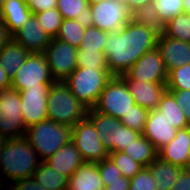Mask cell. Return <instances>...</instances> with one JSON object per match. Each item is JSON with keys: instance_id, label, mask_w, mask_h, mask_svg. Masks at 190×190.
Segmentation results:
<instances>
[{"instance_id": "cell-16", "label": "cell", "mask_w": 190, "mask_h": 190, "mask_svg": "<svg viewBox=\"0 0 190 190\" xmlns=\"http://www.w3.org/2000/svg\"><path fill=\"white\" fill-rule=\"evenodd\" d=\"M158 157L181 168H190V127L179 129L174 139L158 150Z\"/></svg>"}, {"instance_id": "cell-26", "label": "cell", "mask_w": 190, "mask_h": 190, "mask_svg": "<svg viewBox=\"0 0 190 190\" xmlns=\"http://www.w3.org/2000/svg\"><path fill=\"white\" fill-rule=\"evenodd\" d=\"M122 152L129 155L143 167H148L158 157V150L142 134Z\"/></svg>"}, {"instance_id": "cell-21", "label": "cell", "mask_w": 190, "mask_h": 190, "mask_svg": "<svg viewBox=\"0 0 190 190\" xmlns=\"http://www.w3.org/2000/svg\"><path fill=\"white\" fill-rule=\"evenodd\" d=\"M67 190H104L98 162H84L68 179Z\"/></svg>"}, {"instance_id": "cell-53", "label": "cell", "mask_w": 190, "mask_h": 190, "mask_svg": "<svg viewBox=\"0 0 190 190\" xmlns=\"http://www.w3.org/2000/svg\"><path fill=\"white\" fill-rule=\"evenodd\" d=\"M99 1H104V0H88L89 3H95V2H99Z\"/></svg>"}, {"instance_id": "cell-54", "label": "cell", "mask_w": 190, "mask_h": 190, "mask_svg": "<svg viewBox=\"0 0 190 190\" xmlns=\"http://www.w3.org/2000/svg\"><path fill=\"white\" fill-rule=\"evenodd\" d=\"M5 0H0V8L3 6Z\"/></svg>"}, {"instance_id": "cell-52", "label": "cell", "mask_w": 190, "mask_h": 190, "mask_svg": "<svg viewBox=\"0 0 190 190\" xmlns=\"http://www.w3.org/2000/svg\"><path fill=\"white\" fill-rule=\"evenodd\" d=\"M115 1L123 3V4L127 5V6H128V2H129V0H115Z\"/></svg>"}, {"instance_id": "cell-14", "label": "cell", "mask_w": 190, "mask_h": 190, "mask_svg": "<svg viewBox=\"0 0 190 190\" xmlns=\"http://www.w3.org/2000/svg\"><path fill=\"white\" fill-rule=\"evenodd\" d=\"M52 83H40V87H29L19 91L20 110L26 128L48 119L47 96Z\"/></svg>"}, {"instance_id": "cell-7", "label": "cell", "mask_w": 190, "mask_h": 190, "mask_svg": "<svg viewBox=\"0 0 190 190\" xmlns=\"http://www.w3.org/2000/svg\"><path fill=\"white\" fill-rule=\"evenodd\" d=\"M135 104L126 81L121 76H113L104 87L93 109L104 115L121 119Z\"/></svg>"}, {"instance_id": "cell-28", "label": "cell", "mask_w": 190, "mask_h": 190, "mask_svg": "<svg viewBox=\"0 0 190 190\" xmlns=\"http://www.w3.org/2000/svg\"><path fill=\"white\" fill-rule=\"evenodd\" d=\"M87 25L88 23L78 19H63L56 38L79 49Z\"/></svg>"}, {"instance_id": "cell-42", "label": "cell", "mask_w": 190, "mask_h": 190, "mask_svg": "<svg viewBox=\"0 0 190 190\" xmlns=\"http://www.w3.org/2000/svg\"><path fill=\"white\" fill-rule=\"evenodd\" d=\"M10 190H49L41 186L33 177L25 178L12 182L9 186Z\"/></svg>"}, {"instance_id": "cell-12", "label": "cell", "mask_w": 190, "mask_h": 190, "mask_svg": "<svg viewBox=\"0 0 190 190\" xmlns=\"http://www.w3.org/2000/svg\"><path fill=\"white\" fill-rule=\"evenodd\" d=\"M48 63L43 53H30L23 65L11 78V87L23 91L40 87V83H53Z\"/></svg>"}, {"instance_id": "cell-47", "label": "cell", "mask_w": 190, "mask_h": 190, "mask_svg": "<svg viewBox=\"0 0 190 190\" xmlns=\"http://www.w3.org/2000/svg\"><path fill=\"white\" fill-rule=\"evenodd\" d=\"M12 37L9 35L7 28L3 21L0 19V49L6 44Z\"/></svg>"}, {"instance_id": "cell-8", "label": "cell", "mask_w": 190, "mask_h": 190, "mask_svg": "<svg viewBox=\"0 0 190 190\" xmlns=\"http://www.w3.org/2000/svg\"><path fill=\"white\" fill-rule=\"evenodd\" d=\"M90 18L88 25L106 32H119L131 21V12L127 5L115 0L89 3Z\"/></svg>"}, {"instance_id": "cell-39", "label": "cell", "mask_w": 190, "mask_h": 190, "mask_svg": "<svg viewBox=\"0 0 190 190\" xmlns=\"http://www.w3.org/2000/svg\"><path fill=\"white\" fill-rule=\"evenodd\" d=\"M129 190H157L156 180L148 167H143L134 177L130 178Z\"/></svg>"}, {"instance_id": "cell-22", "label": "cell", "mask_w": 190, "mask_h": 190, "mask_svg": "<svg viewBox=\"0 0 190 190\" xmlns=\"http://www.w3.org/2000/svg\"><path fill=\"white\" fill-rule=\"evenodd\" d=\"M31 15L32 12L25 0H5L0 8V19L11 37L22 28Z\"/></svg>"}, {"instance_id": "cell-44", "label": "cell", "mask_w": 190, "mask_h": 190, "mask_svg": "<svg viewBox=\"0 0 190 190\" xmlns=\"http://www.w3.org/2000/svg\"><path fill=\"white\" fill-rule=\"evenodd\" d=\"M170 190H190V168H183L178 181Z\"/></svg>"}, {"instance_id": "cell-15", "label": "cell", "mask_w": 190, "mask_h": 190, "mask_svg": "<svg viewBox=\"0 0 190 190\" xmlns=\"http://www.w3.org/2000/svg\"><path fill=\"white\" fill-rule=\"evenodd\" d=\"M12 39L21 44L29 53H43L49 45L51 37L32 14L22 28L12 36Z\"/></svg>"}, {"instance_id": "cell-34", "label": "cell", "mask_w": 190, "mask_h": 190, "mask_svg": "<svg viewBox=\"0 0 190 190\" xmlns=\"http://www.w3.org/2000/svg\"><path fill=\"white\" fill-rule=\"evenodd\" d=\"M77 67L108 70L104 52L96 50L78 49Z\"/></svg>"}, {"instance_id": "cell-11", "label": "cell", "mask_w": 190, "mask_h": 190, "mask_svg": "<svg viewBox=\"0 0 190 190\" xmlns=\"http://www.w3.org/2000/svg\"><path fill=\"white\" fill-rule=\"evenodd\" d=\"M78 49L67 42L51 38L43 52L55 81H64L77 68Z\"/></svg>"}, {"instance_id": "cell-48", "label": "cell", "mask_w": 190, "mask_h": 190, "mask_svg": "<svg viewBox=\"0 0 190 190\" xmlns=\"http://www.w3.org/2000/svg\"><path fill=\"white\" fill-rule=\"evenodd\" d=\"M154 0H129L128 8L132 13L136 9L140 8L141 6L152 4Z\"/></svg>"}, {"instance_id": "cell-50", "label": "cell", "mask_w": 190, "mask_h": 190, "mask_svg": "<svg viewBox=\"0 0 190 190\" xmlns=\"http://www.w3.org/2000/svg\"><path fill=\"white\" fill-rule=\"evenodd\" d=\"M4 138L0 137V167H1V158H2V150H3V146H4Z\"/></svg>"}, {"instance_id": "cell-19", "label": "cell", "mask_w": 190, "mask_h": 190, "mask_svg": "<svg viewBox=\"0 0 190 190\" xmlns=\"http://www.w3.org/2000/svg\"><path fill=\"white\" fill-rule=\"evenodd\" d=\"M135 104L148 111L157 109L162 95L167 90L166 83H153L140 80H125Z\"/></svg>"}, {"instance_id": "cell-49", "label": "cell", "mask_w": 190, "mask_h": 190, "mask_svg": "<svg viewBox=\"0 0 190 190\" xmlns=\"http://www.w3.org/2000/svg\"><path fill=\"white\" fill-rule=\"evenodd\" d=\"M183 9L185 13L190 14V0H184L183 2Z\"/></svg>"}, {"instance_id": "cell-4", "label": "cell", "mask_w": 190, "mask_h": 190, "mask_svg": "<svg viewBox=\"0 0 190 190\" xmlns=\"http://www.w3.org/2000/svg\"><path fill=\"white\" fill-rule=\"evenodd\" d=\"M24 137L39 159L45 161L71 140V127L45 119L25 130Z\"/></svg>"}, {"instance_id": "cell-25", "label": "cell", "mask_w": 190, "mask_h": 190, "mask_svg": "<svg viewBox=\"0 0 190 190\" xmlns=\"http://www.w3.org/2000/svg\"><path fill=\"white\" fill-rule=\"evenodd\" d=\"M157 110L162 112L164 117L177 130L190 127V123L186 119L183 110L179 107L174 96L168 90L162 95Z\"/></svg>"}, {"instance_id": "cell-40", "label": "cell", "mask_w": 190, "mask_h": 190, "mask_svg": "<svg viewBox=\"0 0 190 190\" xmlns=\"http://www.w3.org/2000/svg\"><path fill=\"white\" fill-rule=\"evenodd\" d=\"M98 169L104 186L106 181L120 180L122 176L118 167L109 157L98 162Z\"/></svg>"}, {"instance_id": "cell-17", "label": "cell", "mask_w": 190, "mask_h": 190, "mask_svg": "<svg viewBox=\"0 0 190 190\" xmlns=\"http://www.w3.org/2000/svg\"><path fill=\"white\" fill-rule=\"evenodd\" d=\"M157 48L161 52L166 71L190 64V43L159 34Z\"/></svg>"}, {"instance_id": "cell-51", "label": "cell", "mask_w": 190, "mask_h": 190, "mask_svg": "<svg viewBox=\"0 0 190 190\" xmlns=\"http://www.w3.org/2000/svg\"><path fill=\"white\" fill-rule=\"evenodd\" d=\"M4 179L2 178V176L0 175V190H2V188H4L6 186V188L8 187L9 189V184L8 183H5Z\"/></svg>"}, {"instance_id": "cell-3", "label": "cell", "mask_w": 190, "mask_h": 190, "mask_svg": "<svg viewBox=\"0 0 190 190\" xmlns=\"http://www.w3.org/2000/svg\"><path fill=\"white\" fill-rule=\"evenodd\" d=\"M48 119L73 127L87 117L88 108L71 92L64 81H54L47 96Z\"/></svg>"}, {"instance_id": "cell-1", "label": "cell", "mask_w": 190, "mask_h": 190, "mask_svg": "<svg viewBox=\"0 0 190 190\" xmlns=\"http://www.w3.org/2000/svg\"><path fill=\"white\" fill-rule=\"evenodd\" d=\"M159 33L133 21L119 32H108L104 54L113 76L125 74L145 53L157 47Z\"/></svg>"}, {"instance_id": "cell-9", "label": "cell", "mask_w": 190, "mask_h": 190, "mask_svg": "<svg viewBox=\"0 0 190 190\" xmlns=\"http://www.w3.org/2000/svg\"><path fill=\"white\" fill-rule=\"evenodd\" d=\"M19 91L10 87L0 91V137L14 139L25 134Z\"/></svg>"}, {"instance_id": "cell-36", "label": "cell", "mask_w": 190, "mask_h": 190, "mask_svg": "<svg viewBox=\"0 0 190 190\" xmlns=\"http://www.w3.org/2000/svg\"><path fill=\"white\" fill-rule=\"evenodd\" d=\"M118 167L123 177L132 178L134 177L143 166L133 160L129 155L120 152H111L108 156Z\"/></svg>"}, {"instance_id": "cell-31", "label": "cell", "mask_w": 190, "mask_h": 190, "mask_svg": "<svg viewBox=\"0 0 190 190\" xmlns=\"http://www.w3.org/2000/svg\"><path fill=\"white\" fill-rule=\"evenodd\" d=\"M163 34L190 43V14L182 12L169 20Z\"/></svg>"}, {"instance_id": "cell-6", "label": "cell", "mask_w": 190, "mask_h": 190, "mask_svg": "<svg viewBox=\"0 0 190 190\" xmlns=\"http://www.w3.org/2000/svg\"><path fill=\"white\" fill-rule=\"evenodd\" d=\"M87 118L93 123L99 139L109 153L120 152L136 140L141 133L124 126L120 119L88 109Z\"/></svg>"}, {"instance_id": "cell-5", "label": "cell", "mask_w": 190, "mask_h": 190, "mask_svg": "<svg viewBox=\"0 0 190 190\" xmlns=\"http://www.w3.org/2000/svg\"><path fill=\"white\" fill-rule=\"evenodd\" d=\"M112 77L109 70L77 67L64 82L83 105L92 109Z\"/></svg>"}, {"instance_id": "cell-45", "label": "cell", "mask_w": 190, "mask_h": 190, "mask_svg": "<svg viewBox=\"0 0 190 190\" xmlns=\"http://www.w3.org/2000/svg\"><path fill=\"white\" fill-rule=\"evenodd\" d=\"M130 178L121 176L120 180L106 181L104 190H129Z\"/></svg>"}, {"instance_id": "cell-29", "label": "cell", "mask_w": 190, "mask_h": 190, "mask_svg": "<svg viewBox=\"0 0 190 190\" xmlns=\"http://www.w3.org/2000/svg\"><path fill=\"white\" fill-rule=\"evenodd\" d=\"M131 21L155 30L159 34L165 32V23L159 17L153 4L141 6L131 13Z\"/></svg>"}, {"instance_id": "cell-43", "label": "cell", "mask_w": 190, "mask_h": 190, "mask_svg": "<svg viewBox=\"0 0 190 190\" xmlns=\"http://www.w3.org/2000/svg\"><path fill=\"white\" fill-rule=\"evenodd\" d=\"M32 14L56 8L57 0H25Z\"/></svg>"}, {"instance_id": "cell-24", "label": "cell", "mask_w": 190, "mask_h": 190, "mask_svg": "<svg viewBox=\"0 0 190 190\" xmlns=\"http://www.w3.org/2000/svg\"><path fill=\"white\" fill-rule=\"evenodd\" d=\"M153 178L156 180L157 190H170L178 181L183 168L170 164L157 157L149 166Z\"/></svg>"}, {"instance_id": "cell-33", "label": "cell", "mask_w": 190, "mask_h": 190, "mask_svg": "<svg viewBox=\"0 0 190 190\" xmlns=\"http://www.w3.org/2000/svg\"><path fill=\"white\" fill-rule=\"evenodd\" d=\"M108 32L103 31L97 27L87 25L80 50H96L103 51L106 44Z\"/></svg>"}, {"instance_id": "cell-35", "label": "cell", "mask_w": 190, "mask_h": 190, "mask_svg": "<svg viewBox=\"0 0 190 190\" xmlns=\"http://www.w3.org/2000/svg\"><path fill=\"white\" fill-rule=\"evenodd\" d=\"M167 90H190V64H184L168 73Z\"/></svg>"}, {"instance_id": "cell-32", "label": "cell", "mask_w": 190, "mask_h": 190, "mask_svg": "<svg viewBox=\"0 0 190 190\" xmlns=\"http://www.w3.org/2000/svg\"><path fill=\"white\" fill-rule=\"evenodd\" d=\"M39 24L43 27L45 32L51 37L56 38L60 25L63 21V16L57 8L45 10L34 14Z\"/></svg>"}, {"instance_id": "cell-38", "label": "cell", "mask_w": 190, "mask_h": 190, "mask_svg": "<svg viewBox=\"0 0 190 190\" xmlns=\"http://www.w3.org/2000/svg\"><path fill=\"white\" fill-rule=\"evenodd\" d=\"M183 2L184 0H154L152 4L156 8L159 17L166 24L176 15L184 12Z\"/></svg>"}, {"instance_id": "cell-18", "label": "cell", "mask_w": 190, "mask_h": 190, "mask_svg": "<svg viewBox=\"0 0 190 190\" xmlns=\"http://www.w3.org/2000/svg\"><path fill=\"white\" fill-rule=\"evenodd\" d=\"M177 129L157 109L150 110L142 132L154 147L159 150L171 142L176 136Z\"/></svg>"}, {"instance_id": "cell-46", "label": "cell", "mask_w": 190, "mask_h": 190, "mask_svg": "<svg viewBox=\"0 0 190 190\" xmlns=\"http://www.w3.org/2000/svg\"><path fill=\"white\" fill-rule=\"evenodd\" d=\"M11 87V77L0 66V91Z\"/></svg>"}, {"instance_id": "cell-30", "label": "cell", "mask_w": 190, "mask_h": 190, "mask_svg": "<svg viewBox=\"0 0 190 190\" xmlns=\"http://www.w3.org/2000/svg\"><path fill=\"white\" fill-rule=\"evenodd\" d=\"M56 8L63 19H78L88 23L90 6L88 0H57Z\"/></svg>"}, {"instance_id": "cell-37", "label": "cell", "mask_w": 190, "mask_h": 190, "mask_svg": "<svg viewBox=\"0 0 190 190\" xmlns=\"http://www.w3.org/2000/svg\"><path fill=\"white\" fill-rule=\"evenodd\" d=\"M149 111L138 104H134L130 111L125 114L120 120L124 126L138 131L142 134Z\"/></svg>"}, {"instance_id": "cell-27", "label": "cell", "mask_w": 190, "mask_h": 190, "mask_svg": "<svg viewBox=\"0 0 190 190\" xmlns=\"http://www.w3.org/2000/svg\"><path fill=\"white\" fill-rule=\"evenodd\" d=\"M33 178L49 190H67L68 187V178L52 169L45 161L40 162Z\"/></svg>"}, {"instance_id": "cell-2", "label": "cell", "mask_w": 190, "mask_h": 190, "mask_svg": "<svg viewBox=\"0 0 190 190\" xmlns=\"http://www.w3.org/2000/svg\"><path fill=\"white\" fill-rule=\"evenodd\" d=\"M40 162L39 156L24 136L6 139L2 150L0 175L10 185L12 182L33 177Z\"/></svg>"}, {"instance_id": "cell-20", "label": "cell", "mask_w": 190, "mask_h": 190, "mask_svg": "<svg viewBox=\"0 0 190 190\" xmlns=\"http://www.w3.org/2000/svg\"><path fill=\"white\" fill-rule=\"evenodd\" d=\"M45 162L52 169L69 179L74 174L75 170L84 163V160L81 153L70 140L61 149L46 159Z\"/></svg>"}, {"instance_id": "cell-41", "label": "cell", "mask_w": 190, "mask_h": 190, "mask_svg": "<svg viewBox=\"0 0 190 190\" xmlns=\"http://www.w3.org/2000/svg\"><path fill=\"white\" fill-rule=\"evenodd\" d=\"M175 98L179 107L183 110L186 119L190 123V90H168Z\"/></svg>"}, {"instance_id": "cell-23", "label": "cell", "mask_w": 190, "mask_h": 190, "mask_svg": "<svg viewBox=\"0 0 190 190\" xmlns=\"http://www.w3.org/2000/svg\"><path fill=\"white\" fill-rule=\"evenodd\" d=\"M29 52L12 38L0 49V66L12 78L23 65Z\"/></svg>"}, {"instance_id": "cell-10", "label": "cell", "mask_w": 190, "mask_h": 190, "mask_svg": "<svg viewBox=\"0 0 190 190\" xmlns=\"http://www.w3.org/2000/svg\"><path fill=\"white\" fill-rule=\"evenodd\" d=\"M93 123L86 117L71 127V141L74 143L84 162H100L108 158L109 152L99 139Z\"/></svg>"}, {"instance_id": "cell-13", "label": "cell", "mask_w": 190, "mask_h": 190, "mask_svg": "<svg viewBox=\"0 0 190 190\" xmlns=\"http://www.w3.org/2000/svg\"><path fill=\"white\" fill-rule=\"evenodd\" d=\"M121 77L124 80L167 83L168 72L164 66L160 50L156 47L145 52Z\"/></svg>"}]
</instances>
